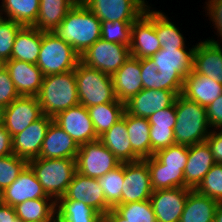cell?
<instances>
[{
  "label": "cell",
  "mask_w": 222,
  "mask_h": 222,
  "mask_svg": "<svg viewBox=\"0 0 222 222\" xmlns=\"http://www.w3.org/2000/svg\"><path fill=\"white\" fill-rule=\"evenodd\" d=\"M222 94V84L194 70L184 79L181 95L207 107Z\"/></svg>",
  "instance_id": "484cf974"
},
{
  "label": "cell",
  "mask_w": 222,
  "mask_h": 222,
  "mask_svg": "<svg viewBox=\"0 0 222 222\" xmlns=\"http://www.w3.org/2000/svg\"><path fill=\"white\" fill-rule=\"evenodd\" d=\"M52 33L82 55L101 38V21L86 5H74Z\"/></svg>",
  "instance_id": "7a4b0ae2"
},
{
  "label": "cell",
  "mask_w": 222,
  "mask_h": 222,
  "mask_svg": "<svg viewBox=\"0 0 222 222\" xmlns=\"http://www.w3.org/2000/svg\"><path fill=\"white\" fill-rule=\"evenodd\" d=\"M113 209L127 222H157L150 200L118 204Z\"/></svg>",
  "instance_id": "74e56055"
},
{
  "label": "cell",
  "mask_w": 222,
  "mask_h": 222,
  "mask_svg": "<svg viewBox=\"0 0 222 222\" xmlns=\"http://www.w3.org/2000/svg\"><path fill=\"white\" fill-rule=\"evenodd\" d=\"M0 222H23L17 218L15 208L6 204L0 206Z\"/></svg>",
  "instance_id": "816d5d0a"
},
{
  "label": "cell",
  "mask_w": 222,
  "mask_h": 222,
  "mask_svg": "<svg viewBox=\"0 0 222 222\" xmlns=\"http://www.w3.org/2000/svg\"><path fill=\"white\" fill-rule=\"evenodd\" d=\"M76 158H34L28 166L34 172L46 194L55 201L62 197L76 172Z\"/></svg>",
  "instance_id": "5b68a950"
},
{
  "label": "cell",
  "mask_w": 222,
  "mask_h": 222,
  "mask_svg": "<svg viewBox=\"0 0 222 222\" xmlns=\"http://www.w3.org/2000/svg\"><path fill=\"white\" fill-rule=\"evenodd\" d=\"M190 190L176 187L153 191L149 200L157 222H179Z\"/></svg>",
  "instance_id": "e0dca14e"
},
{
  "label": "cell",
  "mask_w": 222,
  "mask_h": 222,
  "mask_svg": "<svg viewBox=\"0 0 222 222\" xmlns=\"http://www.w3.org/2000/svg\"><path fill=\"white\" fill-rule=\"evenodd\" d=\"M75 160L77 172L96 179L121 164L100 140L80 145Z\"/></svg>",
  "instance_id": "9c48e42d"
},
{
  "label": "cell",
  "mask_w": 222,
  "mask_h": 222,
  "mask_svg": "<svg viewBox=\"0 0 222 222\" xmlns=\"http://www.w3.org/2000/svg\"><path fill=\"white\" fill-rule=\"evenodd\" d=\"M176 124L175 144L191 146L205 142L211 128L207 119L206 107L178 95L175 100Z\"/></svg>",
  "instance_id": "3957f363"
},
{
  "label": "cell",
  "mask_w": 222,
  "mask_h": 222,
  "mask_svg": "<svg viewBox=\"0 0 222 222\" xmlns=\"http://www.w3.org/2000/svg\"><path fill=\"white\" fill-rule=\"evenodd\" d=\"M145 0H89L85 5L101 21H136L149 7Z\"/></svg>",
  "instance_id": "8fae6325"
},
{
  "label": "cell",
  "mask_w": 222,
  "mask_h": 222,
  "mask_svg": "<svg viewBox=\"0 0 222 222\" xmlns=\"http://www.w3.org/2000/svg\"><path fill=\"white\" fill-rule=\"evenodd\" d=\"M52 121V117L43 115L21 133L12 136L13 154L27 161L39 157L43 140Z\"/></svg>",
  "instance_id": "ac0fdd59"
},
{
  "label": "cell",
  "mask_w": 222,
  "mask_h": 222,
  "mask_svg": "<svg viewBox=\"0 0 222 222\" xmlns=\"http://www.w3.org/2000/svg\"><path fill=\"white\" fill-rule=\"evenodd\" d=\"M73 6L70 0H40L39 14L32 27L53 32Z\"/></svg>",
  "instance_id": "f546056e"
},
{
  "label": "cell",
  "mask_w": 222,
  "mask_h": 222,
  "mask_svg": "<svg viewBox=\"0 0 222 222\" xmlns=\"http://www.w3.org/2000/svg\"><path fill=\"white\" fill-rule=\"evenodd\" d=\"M126 127V110L123 117L118 120L99 140L115 155L120 163L141 160L132 150Z\"/></svg>",
  "instance_id": "4316f807"
},
{
  "label": "cell",
  "mask_w": 222,
  "mask_h": 222,
  "mask_svg": "<svg viewBox=\"0 0 222 222\" xmlns=\"http://www.w3.org/2000/svg\"><path fill=\"white\" fill-rule=\"evenodd\" d=\"M189 49L161 48L150 57L162 78V89L182 93L184 79L193 71L194 51Z\"/></svg>",
  "instance_id": "8992f818"
},
{
  "label": "cell",
  "mask_w": 222,
  "mask_h": 222,
  "mask_svg": "<svg viewBox=\"0 0 222 222\" xmlns=\"http://www.w3.org/2000/svg\"><path fill=\"white\" fill-rule=\"evenodd\" d=\"M63 197L66 200H82L101 215H104L112 208L105 200V195L98 183V179L84 176L77 171L74 173Z\"/></svg>",
  "instance_id": "2e32d148"
},
{
  "label": "cell",
  "mask_w": 222,
  "mask_h": 222,
  "mask_svg": "<svg viewBox=\"0 0 222 222\" xmlns=\"http://www.w3.org/2000/svg\"><path fill=\"white\" fill-rule=\"evenodd\" d=\"M98 183L103 189L106 202L114 208L121 204L122 185L124 183V163L115 169L108 171L98 178Z\"/></svg>",
  "instance_id": "8d00e7d4"
},
{
  "label": "cell",
  "mask_w": 222,
  "mask_h": 222,
  "mask_svg": "<svg viewBox=\"0 0 222 222\" xmlns=\"http://www.w3.org/2000/svg\"><path fill=\"white\" fill-rule=\"evenodd\" d=\"M44 115L55 117L59 112L79 104L74 70L43 77L37 95Z\"/></svg>",
  "instance_id": "277c9868"
},
{
  "label": "cell",
  "mask_w": 222,
  "mask_h": 222,
  "mask_svg": "<svg viewBox=\"0 0 222 222\" xmlns=\"http://www.w3.org/2000/svg\"><path fill=\"white\" fill-rule=\"evenodd\" d=\"M206 142L212 151L215 162L222 164V129L216 132L213 128Z\"/></svg>",
  "instance_id": "681fc988"
},
{
  "label": "cell",
  "mask_w": 222,
  "mask_h": 222,
  "mask_svg": "<svg viewBox=\"0 0 222 222\" xmlns=\"http://www.w3.org/2000/svg\"><path fill=\"white\" fill-rule=\"evenodd\" d=\"M3 204L2 190H0V206Z\"/></svg>",
  "instance_id": "680465c9"
},
{
  "label": "cell",
  "mask_w": 222,
  "mask_h": 222,
  "mask_svg": "<svg viewBox=\"0 0 222 222\" xmlns=\"http://www.w3.org/2000/svg\"><path fill=\"white\" fill-rule=\"evenodd\" d=\"M74 5H85L89 0H70Z\"/></svg>",
  "instance_id": "9f6ffc18"
},
{
  "label": "cell",
  "mask_w": 222,
  "mask_h": 222,
  "mask_svg": "<svg viewBox=\"0 0 222 222\" xmlns=\"http://www.w3.org/2000/svg\"><path fill=\"white\" fill-rule=\"evenodd\" d=\"M208 143L189 146L187 163L184 169L185 188L195 189L215 164Z\"/></svg>",
  "instance_id": "cb8c5ba5"
},
{
  "label": "cell",
  "mask_w": 222,
  "mask_h": 222,
  "mask_svg": "<svg viewBox=\"0 0 222 222\" xmlns=\"http://www.w3.org/2000/svg\"><path fill=\"white\" fill-rule=\"evenodd\" d=\"M214 222H222V201L218 203L215 210Z\"/></svg>",
  "instance_id": "db71d44e"
},
{
  "label": "cell",
  "mask_w": 222,
  "mask_h": 222,
  "mask_svg": "<svg viewBox=\"0 0 222 222\" xmlns=\"http://www.w3.org/2000/svg\"><path fill=\"white\" fill-rule=\"evenodd\" d=\"M3 204L15 207L28 200L52 198L46 194L32 169L27 165L18 178L2 191Z\"/></svg>",
  "instance_id": "ffe728a7"
},
{
  "label": "cell",
  "mask_w": 222,
  "mask_h": 222,
  "mask_svg": "<svg viewBox=\"0 0 222 222\" xmlns=\"http://www.w3.org/2000/svg\"><path fill=\"white\" fill-rule=\"evenodd\" d=\"M141 78L143 89H162L161 75L151 58L141 59Z\"/></svg>",
  "instance_id": "7bdbcfd3"
},
{
  "label": "cell",
  "mask_w": 222,
  "mask_h": 222,
  "mask_svg": "<svg viewBox=\"0 0 222 222\" xmlns=\"http://www.w3.org/2000/svg\"><path fill=\"white\" fill-rule=\"evenodd\" d=\"M79 104L87 107L117 101L112 77L79 61L74 70Z\"/></svg>",
  "instance_id": "52a82bcc"
},
{
  "label": "cell",
  "mask_w": 222,
  "mask_h": 222,
  "mask_svg": "<svg viewBox=\"0 0 222 222\" xmlns=\"http://www.w3.org/2000/svg\"><path fill=\"white\" fill-rule=\"evenodd\" d=\"M126 127L133 152L141 160L151 157L150 124L148 118L136 117L126 111Z\"/></svg>",
  "instance_id": "4dcf8cb0"
},
{
  "label": "cell",
  "mask_w": 222,
  "mask_h": 222,
  "mask_svg": "<svg viewBox=\"0 0 222 222\" xmlns=\"http://www.w3.org/2000/svg\"><path fill=\"white\" fill-rule=\"evenodd\" d=\"M151 156L175 144L174 129L150 128Z\"/></svg>",
  "instance_id": "ee69618b"
},
{
  "label": "cell",
  "mask_w": 222,
  "mask_h": 222,
  "mask_svg": "<svg viewBox=\"0 0 222 222\" xmlns=\"http://www.w3.org/2000/svg\"><path fill=\"white\" fill-rule=\"evenodd\" d=\"M13 154L12 136L2 125L0 126V157Z\"/></svg>",
  "instance_id": "f907efd6"
},
{
  "label": "cell",
  "mask_w": 222,
  "mask_h": 222,
  "mask_svg": "<svg viewBox=\"0 0 222 222\" xmlns=\"http://www.w3.org/2000/svg\"><path fill=\"white\" fill-rule=\"evenodd\" d=\"M3 17L0 16V59L6 62L11 59L16 34L23 26Z\"/></svg>",
  "instance_id": "b9f144b4"
},
{
  "label": "cell",
  "mask_w": 222,
  "mask_h": 222,
  "mask_svg": "<svg viewBox=\"0 0 222 222\" xmlns=\"http://www.w3.org/2000/svg\"><path fill=\"white\" fill-rule=\"evenodd\" d=\"M193 70L222 84V47L218 41L207 39L196 44Z\"/></svg>",
  "instance_id": "603a6c76"
},
{
  "label": "cell",
  "mask_w": 222,
  "mask_h": 222,
  "mask_svg": "<svg viewBox=\"0 0 222 222\" xmlns=\"http://www.w3.org/2000/svg\"><path fill=\"white\" fill-rule=\"evenodd\" d=\"M56 217L61 222H102V215L91 206L63 196L56 201Z\"/></svg>",
  "instance_id": "d6a6232c"
},
{
  "label": "cell",
  "mask_w": 222,
  "mask_h": 222,
  "mask_svg": "<svg viewBox=\"0 0 222 222\" xmlns=\"http://www.w3.org/2000/svg\"><path fill=\"white\" fill-rule=\"evenodd\" d=\"M94 130L99 138L123 117L125 103L117 100L87 107Z\"/></svg>",
  "instance_id": "836d02e7"
},
{
  "label": "cell",
  "mask_w": 222,
  "mask_h": 222,
  "mask_svg": "<svg viewBox=\"0 0 222 222\" xmlns=\"http://www.w3.org/2000/svg\"><path fill=\"white\" fill-rule=\"evenodd\" d=\"M160 11H154V28L161 48L186 49L185 38L169 18Z\"/></svg>",
  "instance_id": "d590c367"
},
{
  "label": "cell",
  "mask_w": 222,
  "mask_h": 222,
  "mask_svg": "<svg viewBox=\"0 0 222 222\" xmlns=\"http://www.w3.org/2000/svg\"><path fill=\"white\" fill-rule=\"evenodd\" d=\"M177 96L174 91L142 89L125 103V110L133 116L149 118L154 113L172 106Z\"/></svg>",
  "instance_id": "d6986e66"
},
{
  "label": "cell",
  "mask_w": 222,
  "mask_h": 222,
  "mask_svg": "<svg viewBox=\"0 0 222 222\" xmlns=\"http://www.w3.org/2000/svg\"><path fill=\"white\" fill-rule=\"evenodd\" d=\"M43 32L23 26L16 34L11 52V59L36 64L41 49Z\"/></svg>",
  "instance_id": "83f0119b"
},
{
  "label": "cell",
  "mask_w": 222,
  "mask_h": 222,
  "mask_svg": "<svg viewBox=\"0 0 222 222\" xmlns=\"http://www.w3.org/2000/svg\"><path fill=\"white\" fill-rule=\"evenodd\" d=\"M111 77L116 98L126 103L143 89L141 59L130 56Z\"/></svg>",
  "instance_id": "7402d4cb"
},
{
  "label": "cell",
  "mask_w": 222,
  "mask_h": 222,
  "mask_svg": "<svg viewBox=\"0 0 222 222\" xmlns=\"http://www.w3.org/2000/svg\"><path fill=\"white\" fill-rule=\"evenodd\" d=\"M207 14L211 17L210 20L214 23L217 32L222 38V0H208L206 3Z\"/></svg>",
  "instance_id": "c3c4849f"
},
{
  "label": "cell",
  "mask_w": 222,
  "mask_h": 222,
  "mask_svg": "<svg viewBox=\"0 0 222 222\" xmlns=\"http://www.w3.org/2000/svg\"><path fill=\"white\" fill-rule=\"evenodd\" d=\"M53 121L79 146L99 140L89 116L88 109L81 104L59 112L53 117Z\"/></svg>",
  "instance_id": "5bb4252c"
},
{
  "label": "cell",
  "mask_w": 222,
  "mask_h": 222,
  "mask_svg": "<svg viewBox=\"0 0 222 222\" xmlns=\"http://www.w3.org/2000/svg\"><path fill=\"white\" fill-rule=\"evenodd\" d=\"M150 128L174 129L176 124L175 103L148 118Z\"/></svg>",
  "instance_id": "f6af8a7d"
},
{
  "label": "cell",
  "mask_w": 222,
  "mask_h": 222,
  "mask_svg": "<svg viewBox=\"0 0 222 222\" xmlns=\"http://www.w3.org/2000/svg\"><path fill=\"white\" fill-rule=\"evenodd\" d=\"M14 208L17 218L23 222L54 221L57 218L53 198L28 199Z\"/></svg>",
  "instance_id": "1f68e13d"
},
{
  "label": "cell",
  "mask_w": 222,
  "mask_h": 222,
  "mask_svg": "<svg viewBox=\"0 0 222 222\" xmlns=\"http://www.w3.org/2000/svg\"><path fill=\"white\" fill-rule=\"evenodd\" d=\"M0 7V16L5 12L4 18L25 27L33 26L39 14L40 0H2Z\"/></svg>",
  "instance_id": "e575fe53"
},
{
  "label": "cell",
  "mask_w": 222,
  "mask_h": 222,
  "mask_svg": "<svg viewBox=\"0 0 222 222\" xmlns=\"http://www.w3.org/2000/svg\"><path fill=\"white\" fill-rule=\"evenodd\" d=\"M79 145L54 121L47 129L39 158H76Z\"/></svg>",
  "instance_id": "d4e9b609"
},
{
  "label": "cell",
  "mask_w": 222,
  "mask_h": 222,
  "mask_svg": "<svg viewBox=\"0 0 222 222\" xmlns=\"http://www.w3.org/2000/svg\"><path fill=\"white\" fill-rule=\"evenodd\" d=\"M132 23L125 21L101 22V38L110 43L130 46Z\"/></svg>",
  "instance_id": "f35d334b"
},
{
  "label": "cell",
  "mask_w": 222,
  "mask_h": 222,
  "mask_svg": "<svg viewBox=\"0 0 222 222\" xmlns=\"http://www.w3.org/2000/svg\"><path fill=\"white\" fill-rule=\"evenodd\" d=\"M5 69L20 96L39 94L44 76L36 64L10 59L5 62Z\"/></svg>",
  "instance_id": "44dd1931"
},
{
  "label": "cell",
  "mask_w": 222,
  "mask_h": 222,
  "mask_svg": "<svg viewBox=\"0 0 222 222\" xmlns=\"http://www.w3.org/2000/svg\"><path fill=\"white\" fill-rule=\"evenodd\" d=\"M27 165L26 159L15 154L0 157V190L10 186Z\"/></svg>",
  "instance_id": "ab89813d"
},
{
  "label": "cell",
  "mask_w": 222,
  "mask_h": 222,
  "mask_svg": "<svg viewBox=\"0 0 222 222\" xmlns=\"http://www.w3.org/2000/svg\"><path fill=\"white\" fill-rule=\"evenodd\" d=\"M195 190L211 199L222 201V164L215 163Z\"/></svg>",
  "instance_id": "60d3db41"
},
{
  "label": "cell",
  "mask_w": 222,
  "mask_h": 222,
  "mask_svg": "<svg viewBox=\"0 0 222 222\" xmlns=\"http://www.w3.org/2000/svg\"><path fill=\"white\" fill-rule=\"evenodd\" d=\"M210 127L222 129V94L206 107Z\"/></svg>",
  "instance_id": "7dc6e473"
},
{
  "label": "cell",
  "mask_w": 222,
  "mask_h": 222,
  "mask_svg": "<svg viewBox=\"0 0 222 222\" xmlns=\"http://www.w3.org/2000/svg\"><path fill=\"white\" fill-rule=\"evenodd\" d=\"M19 97L8 71L2 70L0 72V105L6 107Z\"/></svg>",
  "instance_id": "bcb514c9"
},
{
  "label": "cell",
  "mask_w": 222,
  "mask_h": 222,
  "mask_svg": "<svg viewBox=\"0 0 222 222\" xmlns=\"http://www.w3.org/2000/svg\"><path fill=\"white\" fill-rule=\"evenodd\" d=\"M218 203L217 200L191 189L179 222H214Z\"/></svg>",
  "instance_id": "f1b7e54d"
},
{
  "label": "cell",
  "mask_w": 222,
  "mask_h": 222,
  "mask_svg": "<svg viewBox=\"0 0 222 222\" xmlns=\"http://www.w3.org/2000/svg\"><path fill=\"white\" fill-rule=\"evenodd\" d=\"M5 69V61L0 59V72Z\"/></svg>",
  "instance_id": "6f0895ef"
},
{
  "label": "cell",
  "mask_w": 222,
  "mask_h": 222,
  "mask_svg": "<svg viewBox=\"0 0 222 222\" xmlns=\"http://www.w3.org/2000/svg\"><path fill=\"white\" fill-rule=\"evenodd\" d=\"M4 113H5V107L0 105V126L4 123Z\"/></svg>",
  "instance_id": "11a10c76"
},
{
  "label": "cell",
  "mask_w": 222,
  "mask_h": 222,
  "mask_svg": "<svg viewBox=\"0 0 222 222\" xmlns=\"http://www.w3.org/2000/svg\"><path fill=\"white\" fill-rule=\"evenodd\" d=\"M149 6L145 12L132 23L130 54L138 59L150 58L156 54L161 45L154 28V11Z\"/></svg>",
  "instance_id": "4fadbf2b"
},
{
  "label": "cell",
  "mask_w": 222,
  "mask_h": 222,
  "mask_svg": "<svg viewBox=\"0 0 222 222\" xmlns=\"http://www.w3.org/2000/svg\"><path fill=\"white\" fill-rule=\"evenodd\" d=\"M189 146L174 144L143 159L149 168L153 191L160 189L185 188L184 169Z\"/></svg>",
  "instance_id": "6da1fadb"
},
{
  "label": "cell",
  "mask_w": 222,
  "mask_h": 222,
  "mask_svg": "<svg viewBox=\"0 0 222 222\" xmlns=\"http://www.w3.org/2000/svg\"><path fill=\"white\" fill-rule=\"evenodd\" d=\"M130 56L129 46L100 38L80 55V61L112 76Z\"/></svg>",
  "instance_id": "30bf717a"
},
{
  "label": "cell",
  "mask_w": 222,
  "mask_h": 222,
  "mask_svg": "<svg viewBox=\"0 0 222 222\" xmlns=\"http://www.w3.org/2000/svg\"><path fill=\"white\" fill-rule=\"evenodd\" d=\"M152 193L147 163L144 160L124 163L121 204L149 200Z\"/></svg>",
  "instance_id": "7c38bea8"
},
{
  "label": "cell",
  "mask_w": 222,
  "mask_h": 222,
  "mask_svg": "<svg viewBox=\"0 0 222 222\" xmlns=\"http://www.w3.org/2000/svg\"><path fill=\"white\" fill-rule=\"evenodd\" d=\"M102 222H127L113 208L102 215Z\"/></svg>",
  "instance_id": "f5cc1de1"
},
{
  "label": "cell",
  "mask_w": 222,
  "mask_h": 222,
  "mask_svg": "<svg viewBox=\"0 0 222 222\" xmlns=\"http://www.w3.org/2000/svg\"><path fill=\"white\" fill-rule=\"evenodd\" d=\"M43 115L37 96H20L5 107L3 126L14 136Z\"/></svg>",
  "instance_id": "9a60e30c"
},
{
  "label": "cell",
  "mask_w": 222,
  "mask_h": 222,
  "mask_svg": "<svg viewBox=\"0 0 222 222\" xmlns=\"http://www.w3.org/2000/svg\"><path fill=\"white\" fill-rule=\"evenodd\" d=\"M80 55L67 42L52 32H43L36 65L43 76L66 73L76 69Z\"/></svg>",
  "instance_id": "ba28073f"
},
{
  "label": "cell",
  "mask_w": 222,
  "mask_h": 222,
  "mask_svg": "<svg viewBox=\"0 0 222 222\" xmlns=\"http://www.w3.org/2000/svg\"><path fill=\"white\" fill-rule=\"evenodd\" d=\"M53 222H61L58 218H56Z\"/></svg>",
  "instance_id": "91938a15"
}]
</instances>
